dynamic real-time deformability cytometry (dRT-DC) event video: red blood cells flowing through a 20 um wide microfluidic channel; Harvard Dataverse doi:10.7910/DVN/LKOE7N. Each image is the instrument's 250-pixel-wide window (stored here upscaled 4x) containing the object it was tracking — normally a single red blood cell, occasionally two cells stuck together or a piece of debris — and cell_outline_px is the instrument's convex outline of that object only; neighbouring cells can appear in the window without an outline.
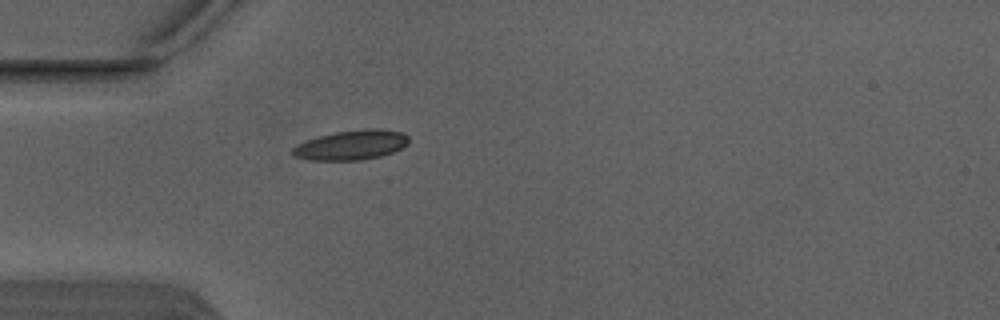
{"species": "Egyptian fruit bat (a non-hibernating species)", "species_latin": "Rousettus aegyptiacus", "temperature_condition": "warm", "stored_images_in_passage": 1, "camera_frame_rate_fps": 3000, "um_per_image_px": 0.085, "animal": {"sex": "male"}, "frame": {"image": 1, "passage_image": 1, "time_ms": 0.0, "image_size_px": [1000, 320], "cell_outline_px": [[408, 144], [392, 152], [380, 156], [360, 160], [312, 160], [292, 156], [292, 148], [296, 144], [320, 136], [336, 132], [364, 128], [380, 128], [400, 132], [408, 136]], "centroid_in_image_um": [29.85, 12.32], "position_along_channel_um": 55.1, "area_um2": 20.0}}